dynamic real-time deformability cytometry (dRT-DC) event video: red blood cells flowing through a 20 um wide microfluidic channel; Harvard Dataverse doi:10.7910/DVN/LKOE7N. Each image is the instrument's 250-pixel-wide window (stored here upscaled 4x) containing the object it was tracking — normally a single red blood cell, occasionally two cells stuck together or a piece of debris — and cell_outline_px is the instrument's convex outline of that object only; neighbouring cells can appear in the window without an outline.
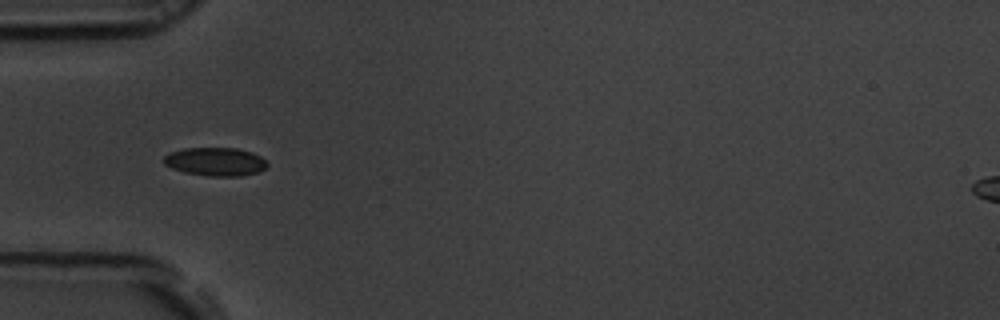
{"species": "common noctule bat (a hibernating species)", "species_latin": "Nyctalus noctula", "temperature_condition": "room temperature", "stored_images_in_passage": 23, "camera_frame_rate_fps": 3000, "um_per_image_px": 0.085, "animal": {"sex": "male", "body_mass_g": 19.5, "forearm_length_mm": 54.6}, "frame": {"image": 1, "passage_image": 4, "time_ms": 1.0, "image_size_px": [1000, 320], "cell_outline_px": [[268, 164], [264, 168], [256, 172], [240, 176], [208, 176], [184, 172], [172, 168], [164, 164], [164, 156], [168, 152], [184, 148], [236, 148], [252, 152], [260, 156]], "centroid_in_image_um": [18.27, 13.73], "position_along_channel_um": 66.7, "area_um2": 17.05}}
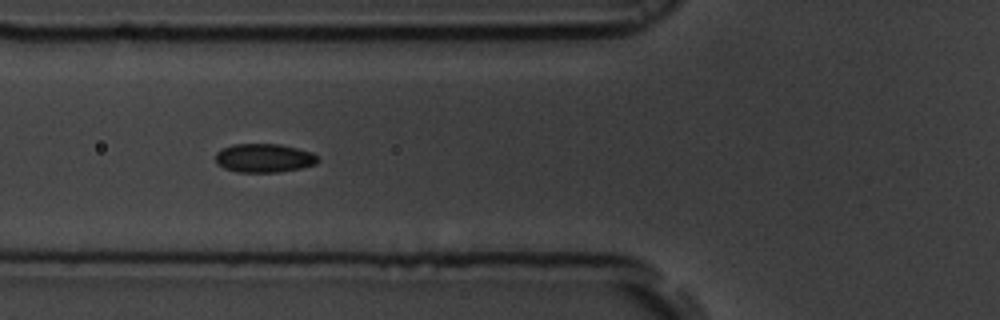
{"frame": {"image": 2, "passage_image": 7, "time_ms": 2.0, "image_size_px": [1000, 320], "cell_outline_px": [[320, 160], [316, 164], [300, 168], [280, 172], [236, 172], [224, 168], [216, 164], [216, 152], [232, 144], [280, 144], [312, 152]], "centroid_in_image_um": [22.44, 13.44], "position_along_channel_um": 103.4, "area_um2": 17.17}}
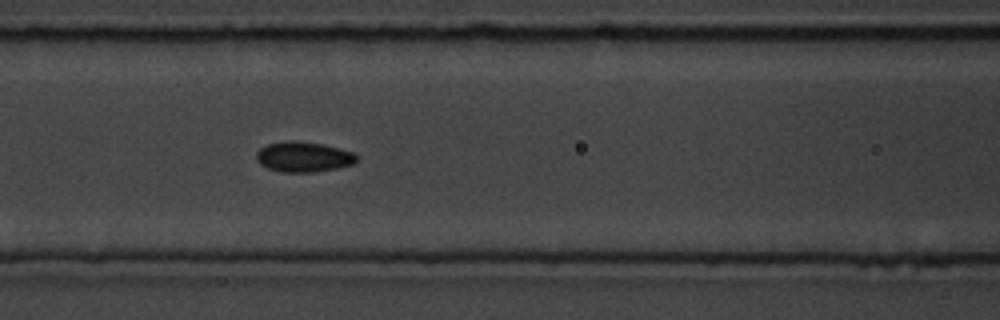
{"frame": {"image": 3, "passage_image": 10, "time_ms": 3.0, "image_size_px": [1000, 320], "cell_outline_px": [[356, 160], [352, 164], [336, 168], [316, 172], [280, 172], [268, 168], [260, 164], [256, 160], [256, 152], [260, 148], [268, 144], [288, 140], [296, 140], [324, 144], [352, 152], [356, 156]], "centroid_in_image_um": [25.75, 13.33], "position_along_channel_um": 140.8, "area_um2": 17.69}}